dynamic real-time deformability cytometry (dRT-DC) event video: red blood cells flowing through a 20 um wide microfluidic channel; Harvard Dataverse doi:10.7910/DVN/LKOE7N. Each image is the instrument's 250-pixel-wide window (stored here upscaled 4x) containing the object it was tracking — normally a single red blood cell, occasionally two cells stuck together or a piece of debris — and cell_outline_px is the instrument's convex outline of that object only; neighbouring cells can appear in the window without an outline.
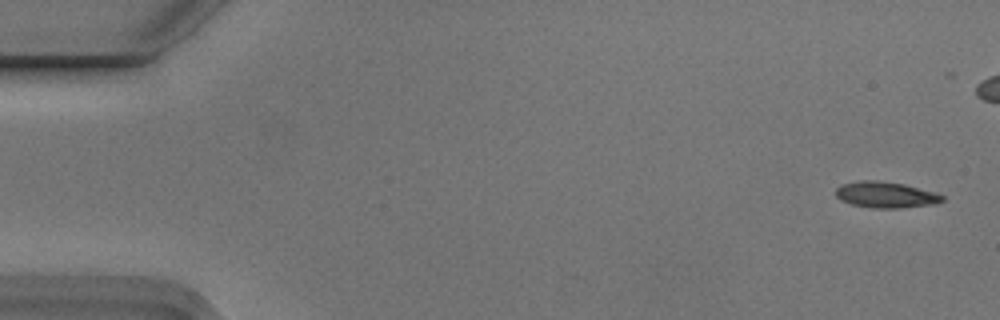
{"species": "Egyptian fruit bat (a non-hibernating species)", "species_latin": "Rousettus aegyptiacus", "temperature_condition": "cold", "stored_images_in_passage": 6, "camera_frame_rate_fps": 3000, "um_per_image_px": 0.085, "animal": {"sex": "male"}, "frame": {"image": 1, "passage_image": 1, "time_ms": 0.0, "image_size_px": [1000, 320], "cell_outline_px": [[944, 200], [936, 204], [896, 208], [876, 208], [852, 204], [836, 196], [836, 188], [840, 184], [860, 180], [876, 180], [904, 184], [932, 192], [944, 196]], "centroid_in_image_um": [75.28, 16.55], "position_along_channel_um": 9.7, "area_um2": 15.95}}
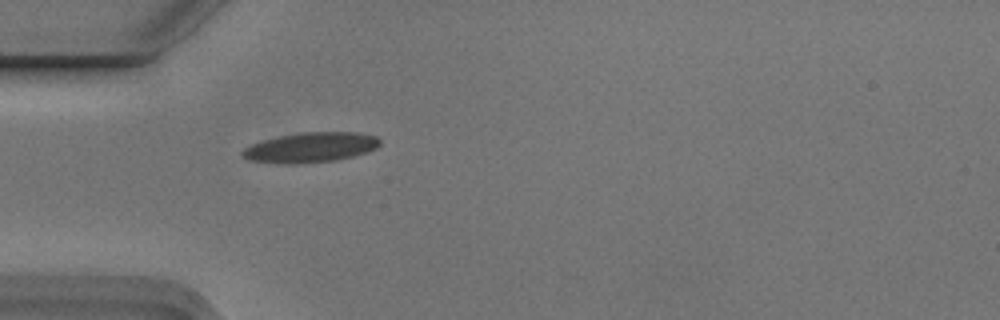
{"frame": {"image": 2, "passage_image": 6, "time_ms": 1.667, "image_size_px": [1000, 320], "cell_outline_px": [[380, 144], [376, 148], [352, 156], [336, 160], [296, 164], [284, 164], [248, 160], [240, 156], [240, 152], [244, 148], [252, 144], [264, 140], [280, 136], [300, 132], [360, 132], [376, 136], [380, 140]], "centroid_in_image_um": [26.37, 12.53], "position_along_channel_um": 58.6, "area_um2": 24.04}}